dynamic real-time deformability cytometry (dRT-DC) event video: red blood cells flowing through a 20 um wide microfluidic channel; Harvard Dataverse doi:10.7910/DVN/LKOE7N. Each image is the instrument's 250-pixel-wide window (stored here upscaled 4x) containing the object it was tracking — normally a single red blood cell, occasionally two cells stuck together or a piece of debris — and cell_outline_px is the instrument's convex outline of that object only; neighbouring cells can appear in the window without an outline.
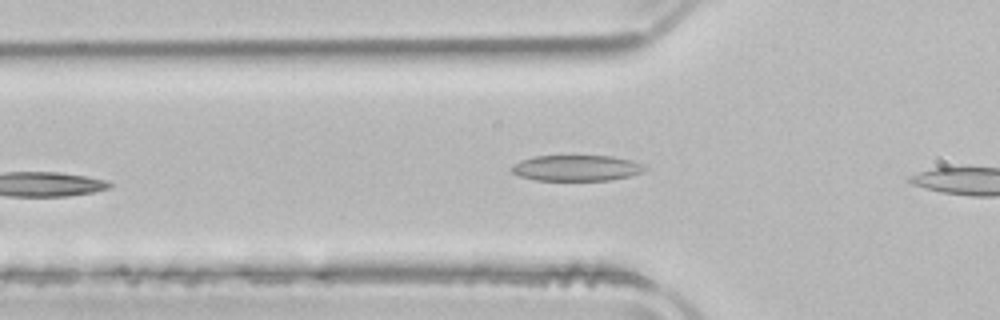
{"species": "common noctule bat (a hibernating species)", "species_latin": "Nyctalus noctula", "temperature_condition": "room temperature", "stored_images_in_passage": 4, "camera_frame_rate_fps": 3000, "um_per_image_px": 0.085, "animal": {"sex": "male", "body_mass_g": 21.5, "forearm_length_mm": 52.0}, "frame": {"image": 1, "passage_image": 2, "time_ms": 0.333, "image_size_px": [1000, 320], "cell_outline_px": [[648, 168], [644, 172], [632, 176], [612, 180], [536, 180], [520, 176], [512, 172], [512, 164], [520, 160], [532, 156], [612, 156], [632, 160], [644, 164]], "centroid_in_image_um": [49.06, 14.28], "position_along_channel_um": 76.7, "area_um2": 20.29}}